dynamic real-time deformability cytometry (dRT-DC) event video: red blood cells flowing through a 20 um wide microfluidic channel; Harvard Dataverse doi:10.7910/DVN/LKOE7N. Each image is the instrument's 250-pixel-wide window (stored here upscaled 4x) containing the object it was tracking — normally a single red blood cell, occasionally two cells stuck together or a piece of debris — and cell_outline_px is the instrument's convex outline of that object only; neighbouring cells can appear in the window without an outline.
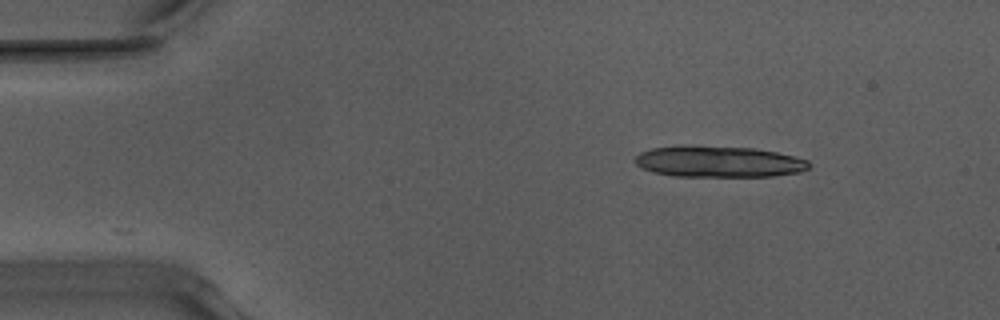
{"species": "Egyptian fruit bat (a non-hibernating species)", "species_latin": "Rousettus aegyptiacus", "temperature_condition": "warm", "stored_images_in_passage": 13, "camera_frame_rate_fps": 3000, "um_per_image_px": 0.085, "animal": {"sex": "male"}, "frame": {"image": 1, "passage_image": 1, "time_ms": 0.0, "image_size_px": [1000, 320], "cell_outline_px": [[808, 168], [800, 172], [772, 176], [676, 176], [652, 172], [636, 164], [632, 160], [640, 152], [652, 148], [684, 144], [688, 144], [756, 148], [776, 152], [808, 160]], "centroid_in_image_um": [61.03, 13.71], "position_along_channel_um": 24.0, "area_um2": 31.96}}